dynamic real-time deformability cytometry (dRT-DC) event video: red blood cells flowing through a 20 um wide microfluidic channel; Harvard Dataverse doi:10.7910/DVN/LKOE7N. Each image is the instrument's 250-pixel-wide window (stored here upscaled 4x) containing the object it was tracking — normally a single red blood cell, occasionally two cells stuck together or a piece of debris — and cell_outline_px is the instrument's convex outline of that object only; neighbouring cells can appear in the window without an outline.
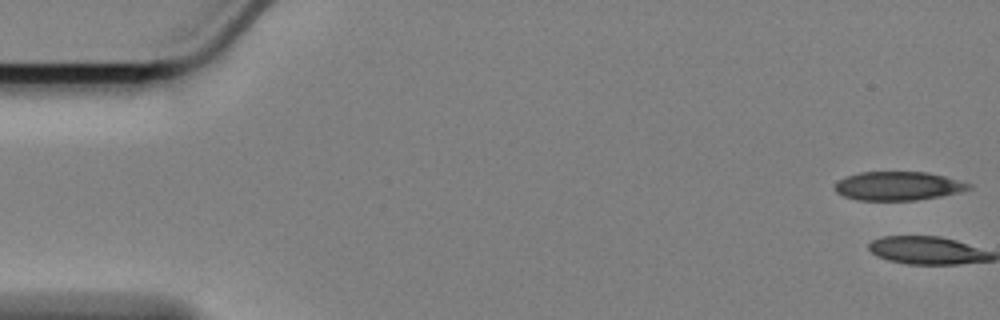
{"species": "Egyptian fruit bat (a non-hibernating species)", "species_latin": "Rousettus aegyptiacus", "temperature_condition": "cold", "stored_images_in_passage": 2, "camera_frame_rate_fps": 3000, "um_per_image_px": 0.085, "animal": {"sex": "female"}, "frame": {"image": 1, "passage_image": 1, "time_ms": 0.0, "image_size_px": [1000, 320], "cell_outline_px": [[972, 188], [960, 192], [940, 196], [916, 200], [856, 200], [844, 196], [836, 192], [832, 188], [836, 180], [860, 172], [928, 172], [960, 180], [972, 184]], "centroid_in_image_um": [76.32, 15.8], "position_along_channel_um": 8.7, "area_um2": 22.6}}